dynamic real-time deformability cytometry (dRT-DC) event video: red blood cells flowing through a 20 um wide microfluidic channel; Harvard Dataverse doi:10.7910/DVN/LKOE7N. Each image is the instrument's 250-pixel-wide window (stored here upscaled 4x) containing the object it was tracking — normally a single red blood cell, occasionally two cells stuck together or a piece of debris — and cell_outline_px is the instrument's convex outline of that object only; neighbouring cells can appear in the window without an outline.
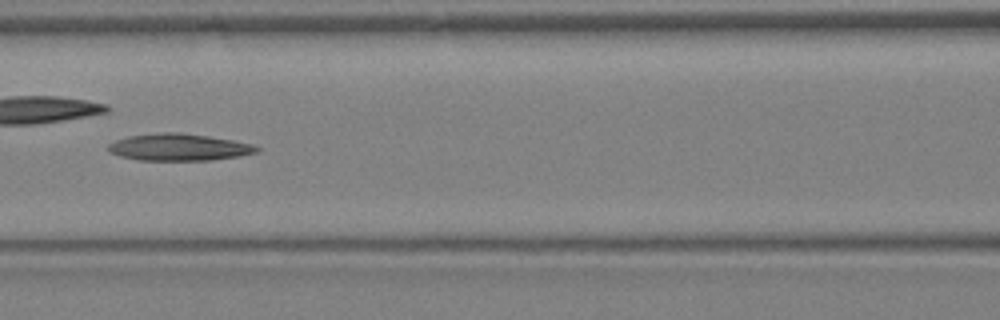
{"species": "Egyptian fruit bat (a non-hibernating species)", "species_latin": "Rousettus aegyptiacus", "temperature_condition": "warm", "stored_images_in_passage": 26, "camera_frame_rate_fps": 3000, "um_per_image_px": 0.085, "animal": {"sex": "female"}, "frame": {"image": 1, "passage_image": 8, "time_ms": 2.333, "image_size_px": [1000, 320], "cell_outline_px": [[260, 148], [256, 152], [240, 156], [212, 160], [140, 160], [120, 156], [108, 152], [108, 144], [116, 140], [128, 136], [160, 132], [180, 132], [208, 136], [232, 140], [252, 144]], "centroid_in_image_um": [15.19, 12.51], "position_along_channel_um": 151.4, "area_um2": 23.29}}
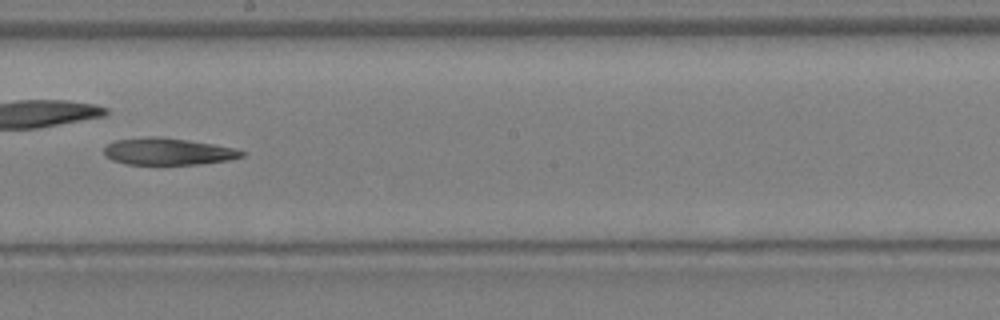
{"frame": {"image": 2, "passage_image": 12, "time_ms": 3.667, "image_size_px": [1000, 320], "cell_outline_px": [[244, 156], [228, 160], [200, 164], [124, 164], [112, 160], [104, 156], [104, 148], [108, 144], [116, 140], [148, 136], [160, 136], [188, 140], [212, 144], [232, 148], [244, 152]], "centroid_in_image_um": [14.22, 12.87], "position_along_channel_um": 234.0, "area_um2": 21.5}}